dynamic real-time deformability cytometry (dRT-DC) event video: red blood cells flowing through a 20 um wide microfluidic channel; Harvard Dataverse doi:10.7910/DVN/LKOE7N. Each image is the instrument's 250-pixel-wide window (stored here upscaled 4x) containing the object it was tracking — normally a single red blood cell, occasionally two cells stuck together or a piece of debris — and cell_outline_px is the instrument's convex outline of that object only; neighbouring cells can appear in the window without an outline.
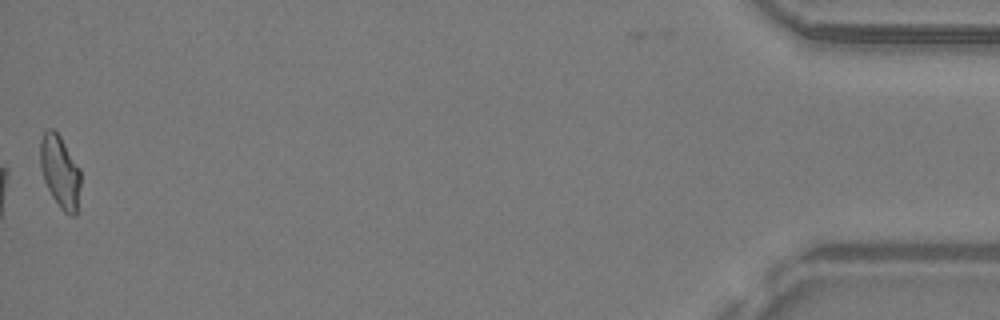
{"species": "common noctule bat (a hibernating species)", "species_latin": "Nyctalus noctula", "temperature_condition": "warm", "stored_images_in_passage": 29, "camera_frame_rate_fps": 3000, "um_per_image_px": 0.085, "animal": {"sex": "male", "body_mass_g": 19.2, "forearm_length_mm": 51.8}, "frame": {"image": 1, "passage_image": 29, "time_ms": 9.333, "image_size_px": [1000, 320], "cell_outline_px": [[80, 184], [76, 216], [72, 216], [64, 212], [60, 208], [52, 196], [44, 180], [40, 168], [40, 140], [44, 132], [48, 128], [52, 128], [60, 136], [80, 168]], "centroid_in_image_um": [5.1, 14.59], "position_along_channel_um": 430.1, "area_um2": 17.05}}